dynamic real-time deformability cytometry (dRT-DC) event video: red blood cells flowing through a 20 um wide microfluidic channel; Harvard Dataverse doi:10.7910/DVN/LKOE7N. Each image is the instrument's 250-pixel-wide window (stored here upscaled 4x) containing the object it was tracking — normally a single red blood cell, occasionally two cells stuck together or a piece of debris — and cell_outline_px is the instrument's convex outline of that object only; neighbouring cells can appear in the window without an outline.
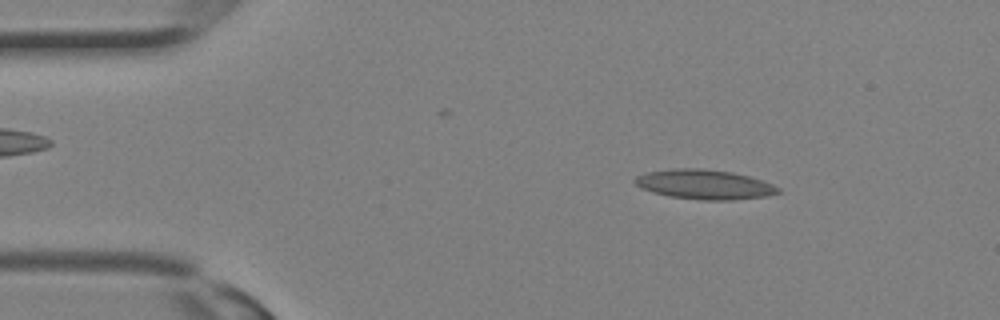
{"species": "Egyptian fruit bat (a non-hibernating species)", "species_latin": "Rousettus aegyptiacus", "temperature_condition": "room temperature", "stored_images_in_passage": 30, "segment_of_instrument_passage": [1, 2], "camera_frame_rate_fps": 3000, "um_per_image_px": 0.085, "animal": {"sex": "female"}, "frame": {"image": 1, "passage_image": 2, "time_ms": 0.333, "image_size_px": [1000, 320], "cell_outline_px": [[780, 192], [768, 196], [732, 200], [700, 200], [668, 196], [640, 188], [632, 180], [636, 176], [648, 172], [672, 168], [704, 168], [732, 172], [748, 176], [772, 184], [780, 188]], "centroid_in_image_um": [59.86, 15.67], "position_along_channel_um": 25.1, "area_um2": 24.8}}
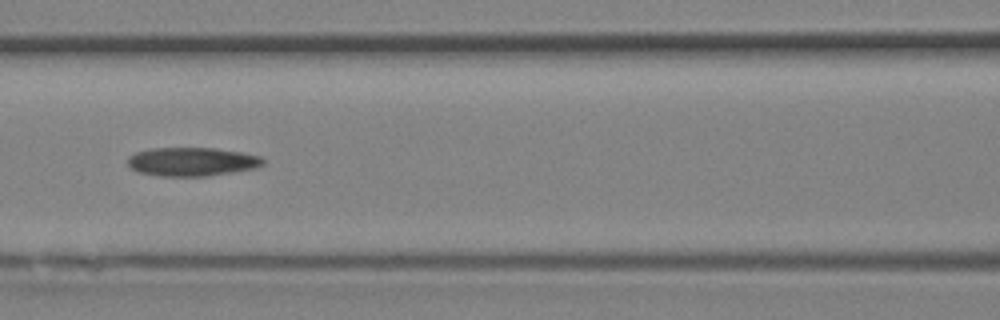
{"frame": {"image": 2, "passage_image": 11, "time_ms": 3.333, "image_size_px": [1000, 320], "cell_outline_px": [[264, 164], [256, 168], [208, 176], [160, 176], [140, 172], [132, 168], [128, 164], [128, 156], [136, 152], [152, 148], [216, 148], [240, 152], [260, 156], [264, 160]], "centroid_in_image_um": [16.33, 13.74], "position_along_channel_um": 150.3, "area_um2": 22.54}}
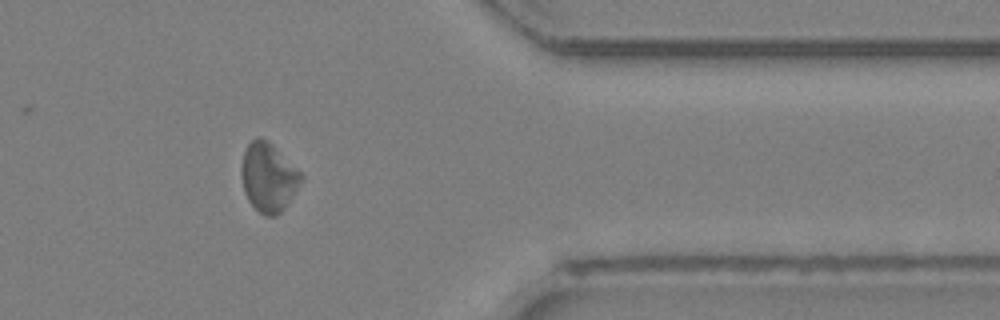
{"frame": {"image": 3, "passage_image": 23, "time_ms": 7.333, "image_size_px": [1000, 320], "cell_outline_px": [[304, 176], [300, 184], [284, 208], [276, 216], [264, 216], [248, 200], [244, 192], [240, 172], [240, 168], [244, 152], [248, 144], [256, 136], [260, 136], [268, 140]], "centroid_in_image_um": [22.79, 15.05], "position_along_channel_um": 388.6, "area_um2": 23.81}}